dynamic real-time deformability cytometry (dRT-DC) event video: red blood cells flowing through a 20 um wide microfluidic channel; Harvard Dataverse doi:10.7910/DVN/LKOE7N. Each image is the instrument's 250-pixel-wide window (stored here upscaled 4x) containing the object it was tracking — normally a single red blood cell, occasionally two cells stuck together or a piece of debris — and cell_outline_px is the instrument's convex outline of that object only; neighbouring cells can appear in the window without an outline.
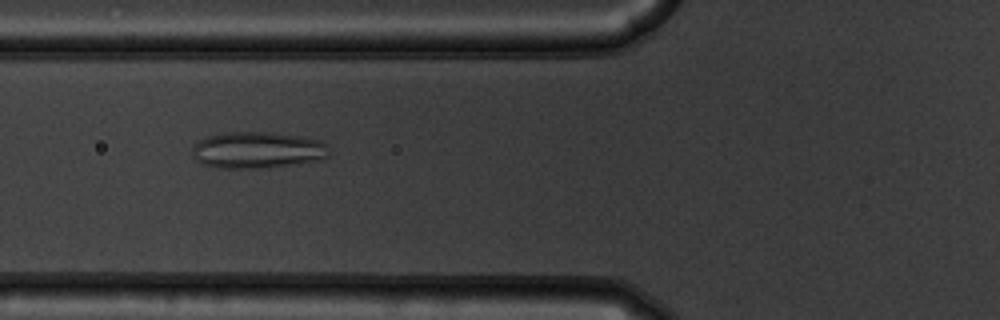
{"species": "common noctule bat (a hibernating species)", "species_latin": "Nyctalus noctula", "temperature_condition": "warm", "stored_images_in_passage": 56, "camera_frame_rate_fps": 3000, "um_per_image_px": 0.085, "animal": {"sex": "male", "body_mass_g": 19.5, "forearm_length_mm": 54.6}, "frame": {"image": 1, "passage_image": 22, "time_ms": 7.0, "image_size_px": [1000, 320], "cell_outline_px": [[328, 156], [324, 160], [296, 164], [264, 168], [216, 168], [200, 164], [192, 156], [192, 144], [208, 136], [228, 132], [264, 132], [300, 136], [320, 140], [324, 144], [328, 152]], "centroid_in_image_um": [21.84, 12.77], "position_along_channel_um": 104.0, "area_um2": 29.36}}
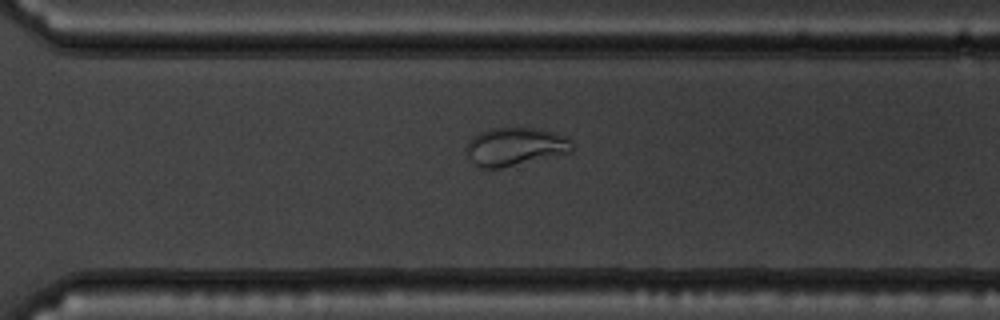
{"frame": {"image": 2, "passage_image": 40, "time_ms": 13.0, "image_size_px": [1000, 320], "cell_outline_px": [[572, 152], [500, 168], [480, 168], [464, 152], [468, 144], [480, 132], [488, 128], [540, 128], [564, 136], [572, 144]], "centroid_in_image_um": [43.78, 12.46], "position_along_channel_um": 326.8, "area_um2": 23.18}}
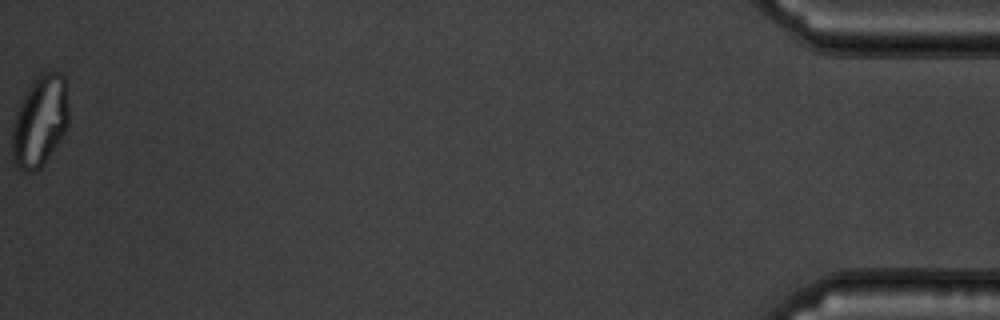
{"frame": {"image": 3, "passage_image": 56, "time_ms": 18.333, "image_size_px": [1000, 320], "cell_outline_px": [[68, 128], [40, 168], [32, 172], [28, 172], [16, 168], [12, 164], [12, 124], [20, 100], [36, 76], [56, 68], [64, 72], [68, 104]], "centroid_in_image_um": [3.39, 10.26], "position_along_channel_um": 431.8, "area_um2": 30.63}}